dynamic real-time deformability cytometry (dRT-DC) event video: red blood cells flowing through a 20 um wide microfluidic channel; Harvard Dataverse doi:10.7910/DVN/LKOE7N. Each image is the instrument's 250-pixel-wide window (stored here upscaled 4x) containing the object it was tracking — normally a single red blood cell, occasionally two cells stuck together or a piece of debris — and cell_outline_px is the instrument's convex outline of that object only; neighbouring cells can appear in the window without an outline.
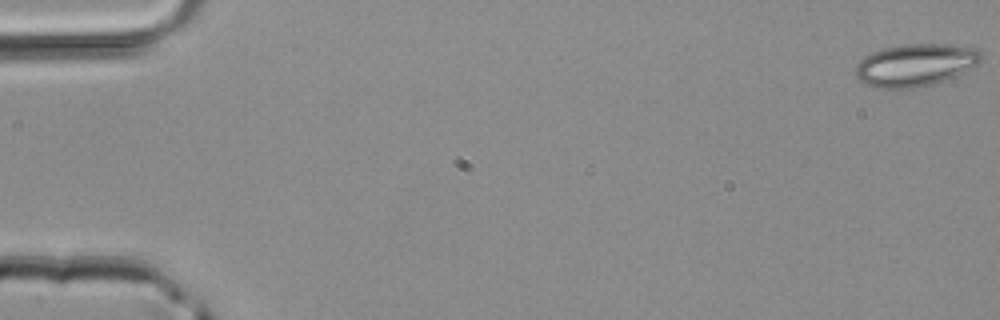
{"species": "common noctule bat (a hibernating species)", "species_latin": "Nyctalus noctula", "temperature_condition": "room temperature", "stored_images_in_passage": 5, "camera_frame_rate_fps": 3000, "um_per_image_px": 0.085, "animal": {"sex": "male", "body_mass_g": 20.4}, "frame": {"image": 1, "passage_image": 1, "time_ms": 0.0, "image_size_px": [1000, 320], "cell_outline_px": [[984, 56], [976, 64], [936, 84], [900, 92], [876, 88], [864, 84], [856, 76], [856, 64], [864, 56], [872, 52], [884, 48], [904, 44], [948, 44], [980, 48]], "centroid_in_image_um": [77.77, 5.56], "position_along_channel_um": 7.2, "area_um2": 31.73}}